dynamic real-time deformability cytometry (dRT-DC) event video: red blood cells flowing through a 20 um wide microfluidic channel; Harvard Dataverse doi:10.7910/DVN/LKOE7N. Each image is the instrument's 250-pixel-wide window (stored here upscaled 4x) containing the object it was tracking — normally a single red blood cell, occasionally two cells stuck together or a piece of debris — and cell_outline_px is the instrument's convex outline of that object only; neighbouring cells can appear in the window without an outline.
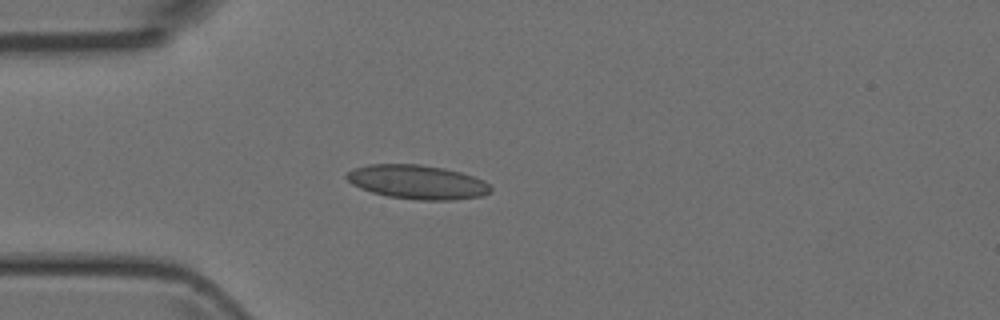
{"species": "Egyptian fruit bat (a non-hibernating species)", "species_latin": "Rousettus aegyptiacus", "temperature_condition": "room temperature", "stored_images_in_passage": 14, "camera_frame_rate_fps": 3000, "um_per_image_px": 0.085, "animal": {"sex": "female"}, "frame": {"image": 1, "passage_image": 1, "time_ms": 0.0, "image_size_px": [1000, 320], "cell_outline_px": [[492, 192], [480, 196], [452, 200], [420, 200], [388, 196], [372, 192], [360, 188], [352, 184], [344, 176], [348, 172], [356, 168], [368, 164], [420, 164], [444, 168], [460, 172], [484, 180], [492, 188]], "centroid_in_image_um": [35.48, 15.47], "position_along_channel_um": 49.5, "area_um2": 28.5}}
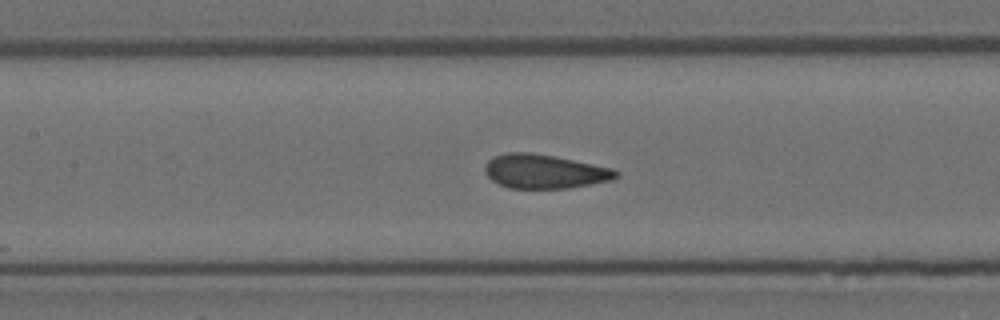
{"frame": {"image": 2, "passage_image": 10, "time_ms": 3.0, "image_size_px": [1000, 320], "cell_outline_px": [[620, 176], [612, 180], [592, 184], [568, 188], [508, 188], [492, 180], [484, 172], [484, 168], [488, 160], [496, 156], [508, 152], [528, 152], [556, 156], [612, 168], [620, 172]], "centroid_in_image_um": [46.31, 14.57], "position_along_channel_um": 161.1, "area_um2": 26.07}}
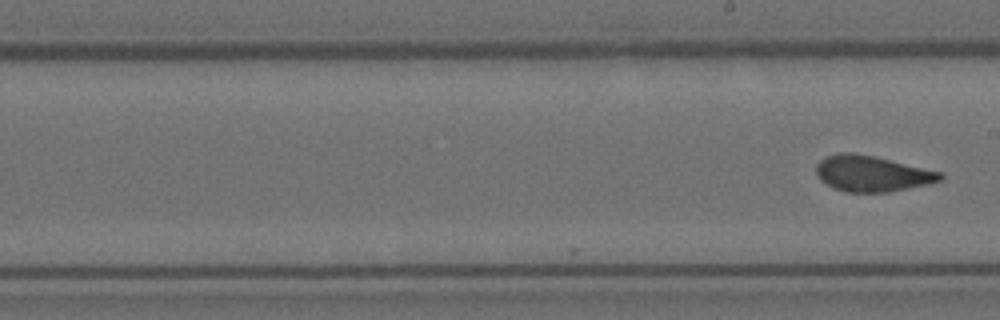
{"frame": {"image": 3, "passage_image": 14, "time_ms": 4.333, "image_size_px": [1000, 320], "cell_outline_px": [[944, 180], [932, 184], [888, 192], [844, 192], [832, 188], [820, 180], [816, 176], [816, 164], [824, 156], [840, 152], [852, 152], [872, 156], [940, 172], [944, 176]], "centroid_in_image_um": [74.08, 14.77], "position_along_channel_um": 214.9, "area_um2": 26.07}}